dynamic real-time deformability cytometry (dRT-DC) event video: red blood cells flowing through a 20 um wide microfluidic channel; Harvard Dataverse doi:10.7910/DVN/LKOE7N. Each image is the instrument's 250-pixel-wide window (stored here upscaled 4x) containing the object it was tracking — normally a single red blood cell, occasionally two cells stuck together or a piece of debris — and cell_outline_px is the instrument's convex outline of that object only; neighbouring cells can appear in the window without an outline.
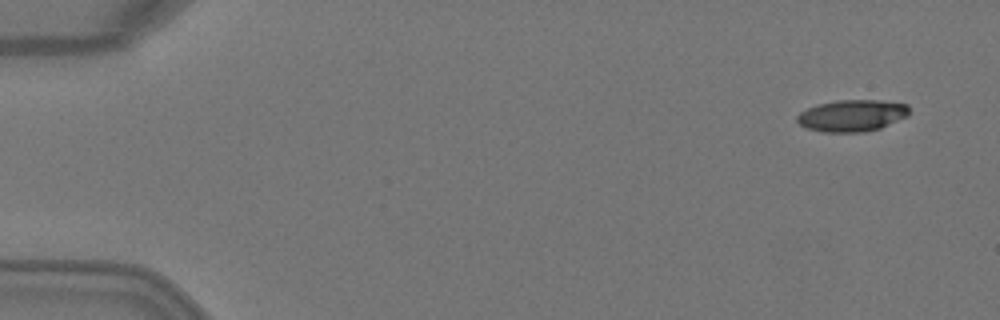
{"species": "Egyptian fruit bat (a non-hibernating species)", "species_latin": "Rousettus aegyptiacus", "temperature_condition": "warm", "stored_images_in_passage": 4, "camera_frame_rate_fps": 3000, "um_per_image_px": 0.085, "animal": {"sex": "female"}, "frame": {"image": 1, "passage_image": 1, "time_ms": 0.0, "image_size_px": [1000, 320], "cell_outline_px": [[908, 116], [880, 128], [864, 132], [824, 132], [808, 128], [800, 124], [796, 120], [796, 116], [800, 112], [816, 104], [836, 100], [880, 100], [908, 104]], "centroid_in_image_um": [72.42, 9.82], "position_along_channel_um": 12.6, "area_um2": 20.75}}
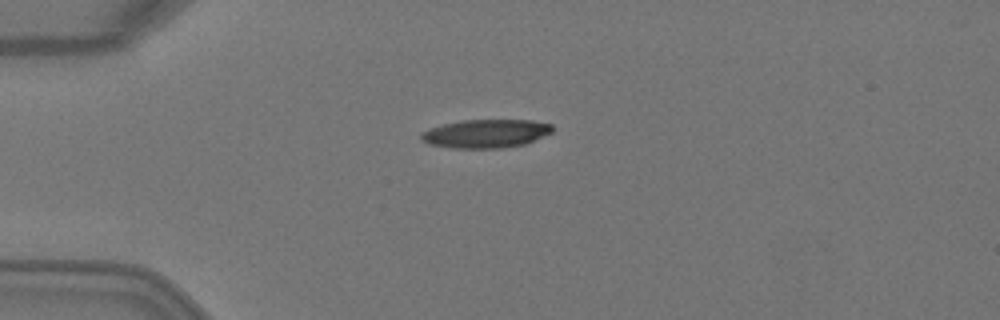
{"frame": {"image": 2, "passage_image": 4, "time_ms": 1.0, "image_size_px": [1000, 320], "cell_outline_px": [[552, 132], [524, 144], [504, 148], [452, 148], [428, 144], [420, 140], [420, 132], [444, 124], [464, 120], [532, 120], [552, 124]], "centroid_in_image_um": [41.27, 11.36], "position_along_channel_um": 43.7, "area_um2": 21.73}}